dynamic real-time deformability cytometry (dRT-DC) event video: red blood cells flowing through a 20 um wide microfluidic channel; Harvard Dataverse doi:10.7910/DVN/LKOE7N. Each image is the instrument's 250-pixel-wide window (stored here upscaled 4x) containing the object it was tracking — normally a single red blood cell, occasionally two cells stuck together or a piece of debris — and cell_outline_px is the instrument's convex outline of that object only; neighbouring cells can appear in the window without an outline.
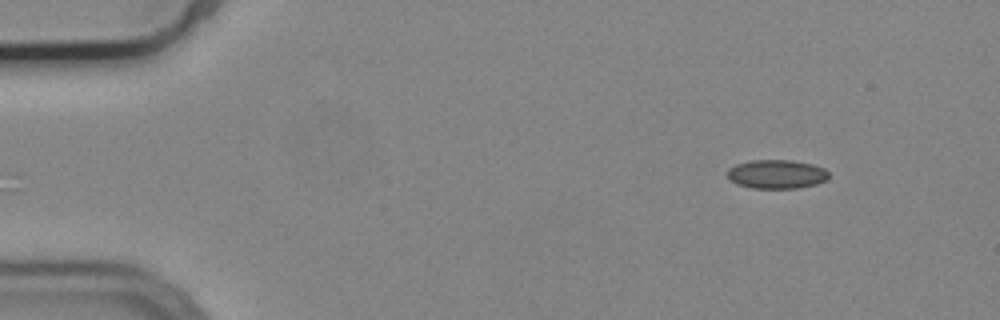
{"species": "common noctule bat (a hibernating species)", "species_latin": "Nyctalus noctula", "temperature_condition": "cold", "stored_images_in_passage": 50, "camera_frame_rate_fps": 3000, "um_per_image_px": 0.085, "animal": {"sex": "male", "body_mass_g": 19.2, "forearm_length_mm": 51.8}, "frame": {"image": 1, "passage_image": 1, "time_ms": 0.0, "image_size_px": [1000, 320], "cell_outline_px": [[828, 180], [816, 184], [796, 188], [752, 188], [736, 184], [728, 176], [728, 168], [736, 164], [752, 160], [792, 160], [812, 164], [824, 168], [828, 172]], "centroid_in_image_um": [66.03, 14.8], "position_along_channel_um": 19.0, "area_um2": 17.05}}
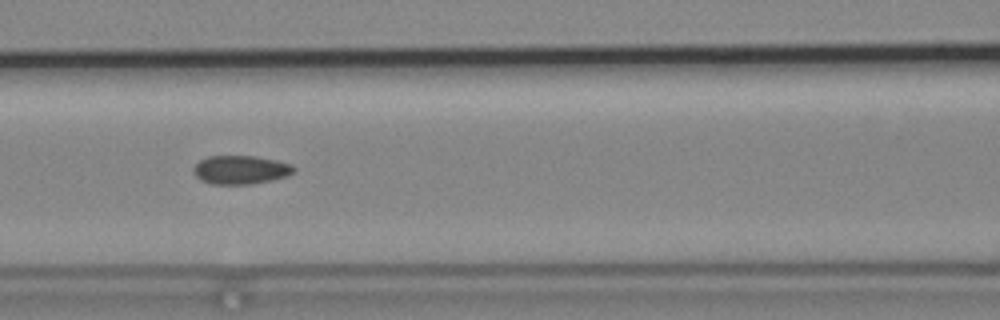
{"frame": {"image": 2, "passage_image": 19, "time_ms": 6.0, "image_size_px": [1000, 320], "cell_outline_px": [[296, 172], [288, 176], [272, 180], [252, 184], [212, 184], [200, 180], [196, 176], [192, 168], [200, 160], [208, 156], [256, 156], [276, 160], [292, 164], [296, 168]], "centroid_in_image_um": [20.49, 14.43], "position_along_channel_um": 146.1, "area_um2": 16.94}}
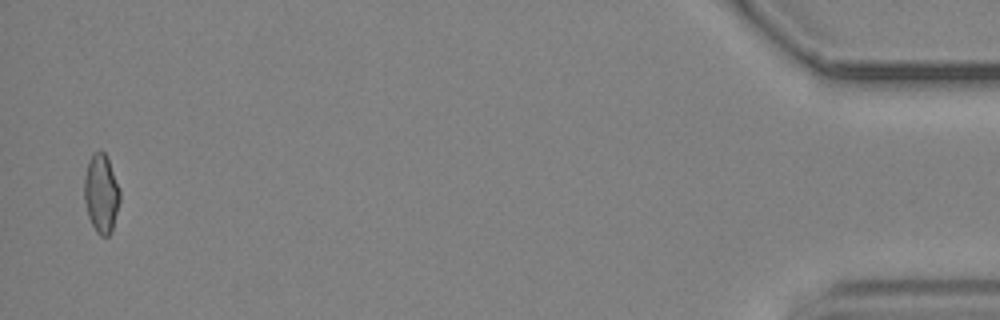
{"frame": {"image": 3, "passage_image": 49, "time_ms": 16.0, "image_size_px": [1000, 320], "cell_outline_px": [[120, 200], [112, 232], [108, 236], [100, 236], [96, 232], [88, 216], [84, 200], [84, 176], [88, 160], [92, 152], [100, 148], [104, 152], [108, 160], [120, 192]], "centroid_in_image_um": [8.58, 16.44], "position_along_channel_um": 426.6, "area_um2": 16.47}, "authors_computed_cell_mechanics": {"area_um2": 16.7331, "velocity_mm_per_s": 3.7234, "shape_relaxation_time_tau1_ms": null, "shape_relaxation_time_tau2_ms": 2.188, "deformation_change_tau1": null, "deformation_change_tau2": 0.06}}